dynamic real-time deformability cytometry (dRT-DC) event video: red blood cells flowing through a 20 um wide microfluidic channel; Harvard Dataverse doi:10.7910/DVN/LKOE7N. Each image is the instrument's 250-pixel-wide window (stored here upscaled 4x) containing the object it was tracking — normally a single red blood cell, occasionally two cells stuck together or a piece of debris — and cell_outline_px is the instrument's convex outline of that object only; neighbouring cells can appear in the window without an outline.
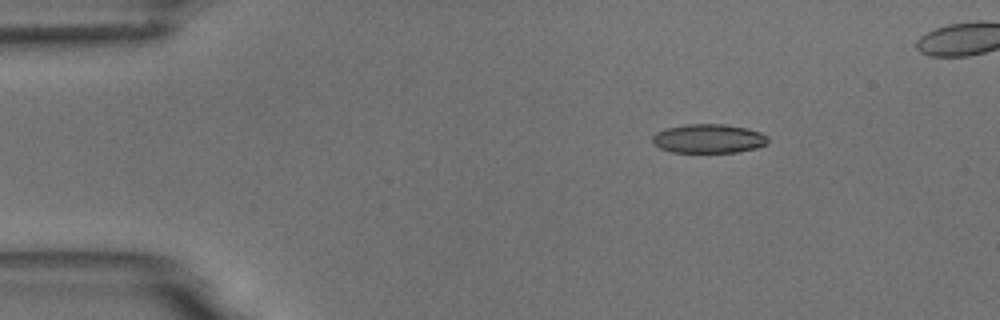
{"species": "common noctule bat (a hibernating species)", "species_latin": "Nyctalus noctula", "temperature_condition": "room temperature", "stored_images_in_passage": 4, "camera_frame_rate_fps": 3000, "um_per_image_px": 0.085, "animal": {"sex": "male", "body_mass_g": 18.8}, "frame": {"image": 1, "passage_image": 1, "time_ms": 0.0, "image_size_px": [1000, 320], "cell_outline_px": [[768, 144], [756, 148], [736, 152], [672, 152], [660, 148], [652, 144], [652, 136], [656, 132], [668, 128], [684, 124], [724, 124], [748, 128], [760, 132], [768, 136]], "centroid_in_image_um": [60.23, 11.78], "position_along_channel_um": 24.8, "area_um2": 19.65}}